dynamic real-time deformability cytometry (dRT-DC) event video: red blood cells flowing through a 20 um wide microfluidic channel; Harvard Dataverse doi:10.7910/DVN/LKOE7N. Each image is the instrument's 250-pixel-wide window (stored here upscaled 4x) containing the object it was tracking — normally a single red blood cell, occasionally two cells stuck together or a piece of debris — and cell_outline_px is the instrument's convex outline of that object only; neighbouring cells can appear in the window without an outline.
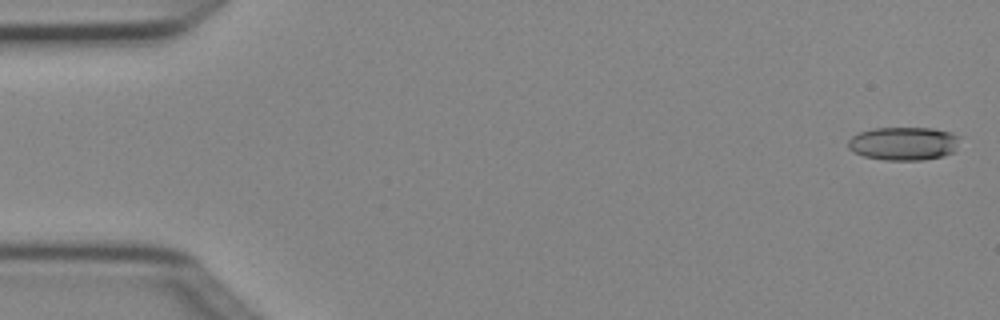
{"species": "Egyptian fruit bat (a non-hibernating species)", "species_latin": "Rousettus aegyptiacus", "temperature_condition": "cold", "stored_images_in_passage": 4, "camera_frame_rate_fps": 3000, "um_per_image_px": 0.085, "animal": {"sex": "female"}, "frame": {"image": 1, "passage_image": 1, "time_ms": 0.0, "image_size_px": [1000, 320], "cell_outline_px": [[960, 136], [952, 152], [944, 156], [924, 160], [884, 160], [864, 156], [848, 148], [848, 140], [852, 136], [860, 132], [872, 128], [932, 128], [948, 132]], "centroid_in_image_um": [76.78, 12.2], "position_along_channel_um": 8.2, "area_um2": 21.56}}
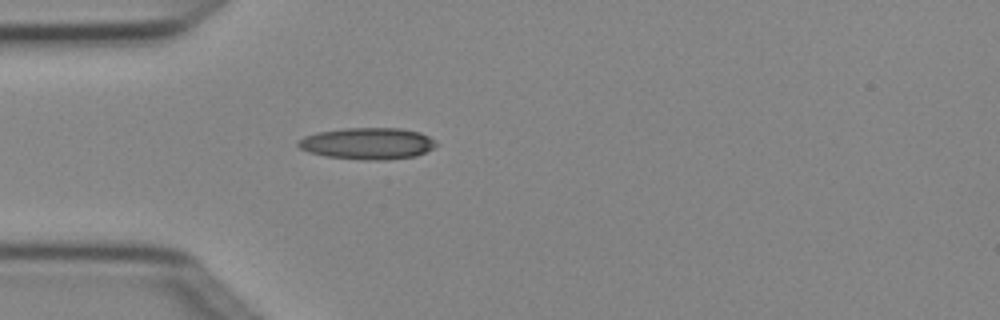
{"frame": {"image": 2, "passage_image": 4, "time_ms": 1.0, "image_size_px": [1000, 320], "cell_outline_px": [[436, 144], [432, 148], [416, 156], [388, 160], [360, 160], [324, 156], [308, 152], [300, 148], [296, 144], [304, 136], [316, 132], [344, 128], [400, 128], [420, 132], [428, 136]], "centroid_in_image_um": [31.2, 12.2], "position_along_channel_um": 53.8, "area_um2": 25.49}}